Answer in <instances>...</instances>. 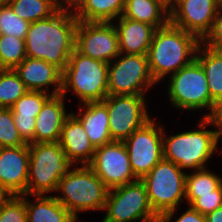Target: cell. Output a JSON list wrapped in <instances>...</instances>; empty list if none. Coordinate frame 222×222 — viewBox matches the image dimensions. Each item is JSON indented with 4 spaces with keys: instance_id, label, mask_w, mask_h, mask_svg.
Wrapping results in <instances>:
<instances>
[{
    "instance_id": "cell-28",
    "label": "cell",
    "mask_w": 222,
    "mask_h": 222,
    "mask_svg": "<svg viewBox=\"0 0 222 222\" xmlns=\"http://www.w3.org/2000/svg\"><path fill=\"white\" fill-rule=\"evenodd\" d=\"M27 91L14 69L0 70V108H10Z\"/></svg>"
},
{
    "instance_id": "cell-32",
    "label": "cell",
    "mask_w": 222,
    "mask_h": 222,
    "mask_svg": "<svg viewBox=\"0 0 222 222\" xmlns=\"http://www.w3.org/2000/svg\"><path fill=\"white\" fill-rule=\"evenodd\" d=\"M26 144L17 130L10 108H0V146L18 147Z\"/></svg>"
},
{
    "instance_id": "cell-24",
    "label": "cell",
    "mask_w": 222,
    "mask_h": 222,
    "mask_svg": "<svg viewBox=\"0 0 222 222\" xmlns=\"http://www.w3.org/2000/svg\"><path fill=\"white\" fill-rule=\"evenodd\" d=\"M125 0H81L73 11L78 21L113 22L123 13Z\"/></svg>"
},
{
    "instance_id": "cell-2",
    "label": "cell",
    "mask_w": 222,
    "mask_h": 222,
    "mask_svg": "<svg viewBox=\"0 0 222 222\" xmlns=\"http://www.w3.org/2000/svg\"><path fill=\"white\" fill-rule=\"evenodd\" d=\"M201 40L172 23L157 28L148 51L150 73L159 83L196 59ZM163 79V80H162Z\"/></svg>"
},
{
    "instance_id": "cell-3",
    "label": "cell",
    "mask_w": 222,
    "mask_h": 222,
    "mask_svg": "<svg viewBox=\"0 0 222 222\" xmlns=\"http://www.w3.org/2000/svg\"><path fill=\"white\" fill-rule=\"evenodd\" d=\"M198 122L197 130L183 131L169 137H166L163 127V158L178 165L182 171L207 168V161L219 149L218 141L222 134L216 129H206L213 126L206 117Z\"/></svg>"
},
{
    "instance_id": "cell-35",
    "label": "cell",
    "mask_w": 222,
    "mask_h": 222,
    "mask_svg": "<svg viewBox=\"0 0 222 222\" xmlns=\"http://www.w3.org/2000/svg\"><path fill=\"white\" fill-rule=\"evenodd\" d=\"M201 44L212 50L222 52V5L213 20L210 31L201 40Z\"/></svg>"
},
{
    "instance_id": "cell-13",
    "label": "cell",
    "mask_w": 222,
    "mask_h": 222,
    "mask_svg": "<svg viewBox=\"0 0 222 222\" xmlns=\"http://www.w3.org/2000/svg\"><path fill=\"white\" fill-rule=\"evenodd\" d=\"M75 49L88 57L110 63L119 54V39L113 22L78 21Z\"/></svg>"
},
{
    "instance_id": "cell-22",
    "label": "cell",
    "mask_w": 222,
    "mask_h": 222,
    "mask_svg": "<svg viewBox=\"0 0 222 222\" xmlns=\"http://www.w3.org/2000/svg\"><path fill=\"white\" fill-rule=\"evenodd\" d=\"M121 16L149 24L155 29L170 22V14L160 0H126Z\"/></svg>"
},
{
    "instance_id": "cell-36",
    "label": "cell",
    "mask_w": 222,
    "mask_h": 222,
    "mask_svg": "<svg viewBox=\"0 0 222 222\" xmlns=\"http://www.w3.org/2000/svg\"><path fill=\"white\" fill-rule=\"evenodd\" d=\"M12 115L22 140L28 145L34 143L36 117L20 116V114Z\"/></svg>"
},
{
    "instance_id": "cell-8",
    "label": "cell",
    "mask_w": 222,
    "mask_h": 222,
    "mask_svg": "<svg viewBox=\"0 0 222 222\" xmlns=\"http://www.w3.org/2000/svg\"><path fill=\"white\" fill-rule=\"evenodd\" d=\"M168 98L174 108L185 110L210 109L214 106L208 88L207 78L197 59L168 77Z\"/></svg>"
},
{
    "instance_id": "cell-20",
    "label": "cell",
    "mask_w": 222,
    "mask_h": 222,
    "mask_svg": "<svg viewBox=\"0 0 222 222\" xmlns=\"http://www.w3.org/2000/svg\"><path fill=\"white\" fill-rule=\"evenodd\" d=\"M114 24L121 54L147 55L155 28L149 24L120 16Z\"/></svg>"
},
{
    "instance_id": "cell-21",
    "label": "cell",
    "mask_w": 222,
    "mask_h": 222,
    "mask_svg": "<svg viewBox=\"0 0 222 222\" xmlns=\"http://www.w3.org/2000/svg\"><path fill=\"white\" fill-rule=\"evenodd\" d=\"M80 105L84 106H80L79 115L73 114L81 121L93 146L97 148L113 142L106 105L102 101L86 102Z\"/></svg>"
},
{
    "instance_id": "cell-27",
    "label": "cell",
    "mask_w": 222,
    "mask_h": 222,
    "mask_svg": "<svg viewBox=\"0 0 222 222\" xmlns=\"http://www.w3.org/2000/svg\"><path fill=\"white\" fill-rule=\"evenodd\" d=\"M8 5L30 23L49 18L58 10L52 0H9Z\"/></svg>"
},
{
    "instance_id": "cell-14",
    "label": "cell",
    "mask_w": 222,
    "mask_h": 222,
    "mask_svg": "<svg viewBox=\"0 0 222 222\" xmlns=\"http://www.w3.org/2000/svg\"><path fill=\"white\" fill-rule=\"evenodd\" d=\"M88 166L103 181L108 189L134 182V175L123 141H113L97 147Z\"/></svg>"
},
{
    "instance_id": "cell-33",
    "label": "cell",
    "mask_w": 222,
    "mask_h": 222,
    "mask_svg": "<svg viewBox=\"0 0 222 222\" xmlns=\"http://www.w3.org/2000/svg\"><path fill=\"white\" fill-rule=\"evenodd\" d=\"M0 222H27L25 194L11 195V197L0 206Z\"/></svg>"
},
{
    "instance_id": "cell-44",
    "label": "cell",
    "mask_w": 222,
    "mask_h": 222,
    "mask_svg": "<svg viewBox=\"0 0 222 222\" xmlns=\"http://www.w3.org/2000/svg\"><path fill=\"white\" fill-rule=\"evenodd\" d=\"M77 219L78 217L72 216L67 222H79Z\"/></svg>"
},
{
    "instance_id": "cell-23",
    "label": "cell",
    "mask_w": 222,
    "mask_h": 222,
    "mask_svg": "<svg viewBox=\"0 0 222 222\" xmlns=\"http://www.w3.org/2000/svg\"><path fill=\"white\" fill-rule=\"evenodd\" d=\"M25 194L27 222H67L71 213L53 196L34 195L32 202Z\"/></svg>"
},
{
    "instance_id": "cell-29",
    "label": "cell",
    "mask_w": 222,
    "mask_h": 222,
    "mask_svg": "<svg viewBox=\"0 0 222 222\" xmlns=\"http://www.w3.org/2000/svg\"><path fill=\"white\" fill-rule=\"evenodd\" d=\"M27 57L25 40L11 35H0V65L14 69Z\"/></svg>"
},
{
    "instance_id": "cell-16",
    "label": "cell",
    "mask_w": 222,
    "mask_h": 222,
    "mask_svg": "<svg viewBox=\"0 0 222 222\" xmlns=\"http://www.w3.org/2000/svg\"><path fill=\"white\" fill-rule=\"evenodd\" d=\"M29 168V145L1 147L0 184L11 195L26 194Z\"/></svg>"
},
{
    "instance_id": "cell-41",
    "label": "cell",
    "mask_w": 222,
    "mask_h": 222,
    "mask_svg": "<svg viewBox=\"0 0 222 222\" xmlns=\"http://www.w3.org/2000/svg\"><path fill=\"white\" fill-rule=\"evenodd\" d=\"M184 1L186 0H169L165 4L167 12L170 14L179 4H181Z\"/></svg>"
},
{
    "instance_id": "cell-10",
    "label": "cell",
    "mask_w": 222,
    "mask_h": 222,
    "mask_svg": "<svg viewBox=\"0 0 222 222\" xmlns=\"http://www.w3.org/2000/svg\"><path fill=\"white\" fill-rule=\"evenodd\" d=\"M108 95H145L156 84L147 55L119 54L108 63Z\"/></svg>"
},
{
    "instance_id": "cell-40",
    "label": "cell",
    "mask_w": 222,
    "mask_h": 222,
    "mask_svg": "<svg viewBox=\"0 0 222 222\" xmlns=\"http://www.w3.org/2000/svg\"><path fill=\"white\" fill-rule=\"evenodd\" d=\"M206 222H222V207L205 215Z\"/></svg>"
},
{
    "instance_id": "cell-4",
    "label": "cell",
    "mask_w": 222,
    "mask_h": 222,
    "mask_svg": "<svg viewBox=\"0 0 222 222\" xmlns=\"http://www.w3.org/2000/svg\"><path fill=\"white\" fill-rule=\"evenodd\" d=\"M186 175L178 165L163 158L141 178L158 222H171L180 203L185 201Z\"/></svg>"
},
{
    "instance_id": "cell-30",
    "label": "cell",
    "mask_w": 222,
    "mask_h": 222,
    "mask_svg": "<svg viewBox=\"0 0 222 222\" xmlns=\"http://www.w3.org/2000/svg\"><path fill=\"white\" fill-rule=\"evenodd\" d=\"M52 96L41 91H27L11 107L12 114L20 116L37 117L44 103Z\"/></svg>"
},
{
    "instance_id": "cell-31",
    "label": "cell",
    "mask_w": 222,
    "mask_h": 222,
    "mask_svg": "<svg viewBox=\"0 0 222 222\" xmlns=\"http://www.w3.org/2000/svg\"><path fill=\"white\" fill-rule=\"evenodd\" d=\"M30 22L20 18L7 5L0 8V35H11L20 39H26Z\"/></svg>"
},
{
    "instance_id": "cell-43",
    "label": "cell",
    "mask_w": 222,
    "mask_h": 222,
    "mask_svg": "<svg viewBox=\"0 0 222 222\" xmlns=\"http://www.w3.org/2000/svg\"><path fill=\"white\" fill-rule=\"evenodd\" d=\"M9 0H0V8L7 6L8 5Z\"/></svg>"
},
{
    "instance_id": "cell-6",
    "label": "cell",
    "mask_w": 222,
    "mask_h": 222,
    "mask_svg": "<svg viewBox=\"0 0 222 222\" xmlns=\"http://www.w3.org/2000/svg\"><path fill=\"white\" fill-rule=\"evenodd\" d=\"M108 63L95 60L74 49L62 71L61 94L72 90L80 103L103 101L108 95Z\"/></svg>"
},
{
    "instance_id": "cell-15",
    "label": "cell",
    "mask_w": 222,
    "mask_h": 222,
    "mask_svg": "<svg viewBox=\"0 0 222 222\" xmlns=\"http://www.w3.org/2000/svg\"><path fill=\"white\" fill-rule=\"evenodd\" d=\"M221 5L222 0H186L170 13V23L202 40Z\"/></svg>"
},
{
    "instance_id": "cell-34",
    "label": "cell",
    "mask_w": 222,
    "mask_h": 222,
    "mask_svg": "<svg viewBox=\"0 0 222 222\" xmlns=\"http://www.w3.org/2000/svg\"><path fill=\"white\" fill-rule=\"evenodd\" d=\"M190 206L202 215L222 207V184L214 190V194L200 195Z\"/></svg>"
},
{
    "instance_id": "cell-26",
    "label": "cell",
    "mask_w": 222,
    "mask_h": 222,
    "mask_svg": "<svg viewBox=\"0 0 222 222\" xmlns=\"http://www.w3.org/2000/svg\"><path fill=\"white\" fill-rule=\"evenodd\" d=\"M186 175L185 200L190 206L200 195L214 194V190L222 184V178L211 170L203 168Z\"/></svg>"
},
{
    "instance_id": "cell-37",
    "label": "cell",
    "mask_w": 222,
    "mask_h": 222,
    "mask_svg": "<svg viewBox=\"0 0 222 222\" xmlns=\"http://www.w3.org/2000/svg\"><path fill=\"white\" fill-rule=\"evenodd\" d=\"M206 118L212 123V127L222 134V98L214 103L211 113Z\"/></svg>"
},
{
    "instance_id": "cell-9",
    "label": "cell",
    "mask_w": 222,
    "mask_h": 222,
    "mask_svg": "<svg viewBox=\"0 0 222 222\" xmlns=\"http://www.w3.org/2000/svg\"><path fill=\"white\" fill-rule=\"evenodd\" d=\"M103 222H158L141 179L108 190Z\"/></svg>"
},
{
    "instance_id": "cell-12",
    "label": "cell",
    "mask_w": 222,
    "mask_h": 222,
    "mask_svg": "<svg viewBox=\"0 0 222 222\" xmlns=\"http://www.w3.org/2000/svg\"><path fill=\"white\" fill-rule=\"evenodd\" d=\"M131 169L141 179L163 159V126L150 119L124 141Z\"/></svg>"
},
{
    "instance_id": "cell-7",
    "label": "cell",
    "mask_w": 222,
    "mask_h": 222,
    "mask_svg": "<svg viewBox=\"0 0 222 222\" xmlns=\"http://www.w3.org/2000/svg\"><path fill=\"white\" fill-rule=\"evenodd\" d=\"M75 166L58 142L29 144V168L26 194L55 192L58 182Z\"/></svg>"
},
{
    "instance_id": "cell-45",
    "label": "cell",
    "mask_w": 222,
    "mask_h": 222,
    "mask_svg": "<svg viewBox=\"0 0 222 222\" xmlns=\"http://www.w3.org/2000/svg\"><path fill=\"white\" fill-rule=\"evenodd\" d=\"M162 1L164 4H166L169 0H160Z\"/></svg>"
},
{
    "instance_id": "cell-42",
    "label": "cell",
    "mask_w": 222,
    "mask_h": 222,
    "mask_svg": "<svg viewBox=\"0 0 222 222\" xmlns=\"http://www.w3.org/2000/svg\"><path fill=\"white\" fill-rule=\"evenodd\" d=\"M10 197L11 194L0 184V206H2Z\"/></svg>"
},
{
    "instance_id": "cell-17",
    "label": "cell",
    "mask_w": 222,
    "mask_h": 222,
    "mask_svg": "<svg viewBox=\"0 0 222 222\" xmlns=\"http://www.w3.org/2000/svg\"><path fill=\"white\" fill-rule=\"evenodd\" d=\"M28 91L48 93L49 86H53L52 95L61 94L62 71L53 64L41 59L26 57L14 68Z\"/></svg>"
},
{
    "instance_id": "cell-19",
    "label": "cell",
    "mask_w": 222,
    "mask_h": 222,
    "mask_svg": "<svg viewBox=\"0 0 222 222\" xmlns=\"http://www.w3.org/2000/svg\"><path fill=\"white\" fill-rule=\"evenodd\" d=\"M65 97L52 95L42 106L35 121L34 143L58 142L65 120Z\"/></svg>"
},
{
    "instance_id": "cell-39",
    "label": "cell",
    "mask_w": 222,
    "mask_h": 222,
    "mask_svg": "<svg viewBox=\"0 0 222 222\" xmlns=\"http://www.w3.org/2000/svg\"><path fill=\"white\" fill-rule=\"evenodd\" d=\"M52 2L58 9L74 11L81 0H52Z\"/></svg>"
},
{
    "instance_id": "cell-18",
    "label": "cell",
    "mask_w": 222,
    "mask_h": 222,
    "mask_svg": "<svg viewBox=\"0 0 222 222\" xmlns=\"http://www.w3.org/2000/svg\"><path fill=\"white\" fill-rule=\"evenodd\" d=\"M58 143L65 156L75 165H88L96 148L88 138L81 121L73 114L64 122Z\"/></svg>"
},
{
    "instance_id": "cell-11",
    "label": "cell",
    "mask_w": 222,
    "mask_h": 222,
    "mask_svg": "<svg viewBox=\"0 0 222 222\" xmlns=\"http://www.w3.org/2000/svg\"><path fill=\"white\" fill-rule=\"evenodd\" d=\"M145 95H107L102 101L108 110L109 128L113 141H124L151 117Z\"/></svg>"
},
{
    "instance_id": "cell-5",
    "label": "cell",
    "mask_w": 222,
    "mask_h": 222,
    "mask_svg": "<svg viewBox=\"0 0 222 222\" xmlns=\"http://www.w3.org/2000/svg\"><path fill=\"white\" fill-rule=\"evenodd\" d=\"M108 188L88 165L72 168L58 182L54 197L71 213L78 217L79 212L104 209Z\"/></svg>"
},
{
    "instance_id": "cell-38",
    "label": "cell",
    "mask_w": 222,
    "mask_h": 222,
    "mask_svg": "<svg viewBox=\"0 0 222 222\" xmlns=\"http://www.w3.org/2000/svg\"><path fill=\"white\" fill-rule=\"evenodd\" d=\"M175 222H206L205 215H202L197 210H194L191 206L182 213Z\"/></svg>"
},
{
    "instance_id": "cell-1",
    "label": "cell",
    "mask_w": 222,
    "mask_h": 222,
    "mask_svg": "<svg viewBox=\"0 0 222 222\" xmlns=\"http://www.w3.org/2000/svg\"><path fill=\"white\" fill-rule=\"evenodd\" d=\"M77 24L74 12L64 9L30 23L25 39L27 57L44 60L63 71L75 49Z\"/></svg>"
},
{
    "instance_id": "cell-25",
    "label": "cell",
    "mask_w": 222,
    "mask_h": 222,
    "mask_svg": "<svg viewBox=\"0 0 222 222\" xmlns=\"http://www.w3.org/2000/svg\"><path fill=\"white\" fill-rule=\"evenodd\" d=\"M208 82V88L212 101L215 103L222 98V52L207 48L200 44L196 52Z\"/></svg>"
}]
</instances>
